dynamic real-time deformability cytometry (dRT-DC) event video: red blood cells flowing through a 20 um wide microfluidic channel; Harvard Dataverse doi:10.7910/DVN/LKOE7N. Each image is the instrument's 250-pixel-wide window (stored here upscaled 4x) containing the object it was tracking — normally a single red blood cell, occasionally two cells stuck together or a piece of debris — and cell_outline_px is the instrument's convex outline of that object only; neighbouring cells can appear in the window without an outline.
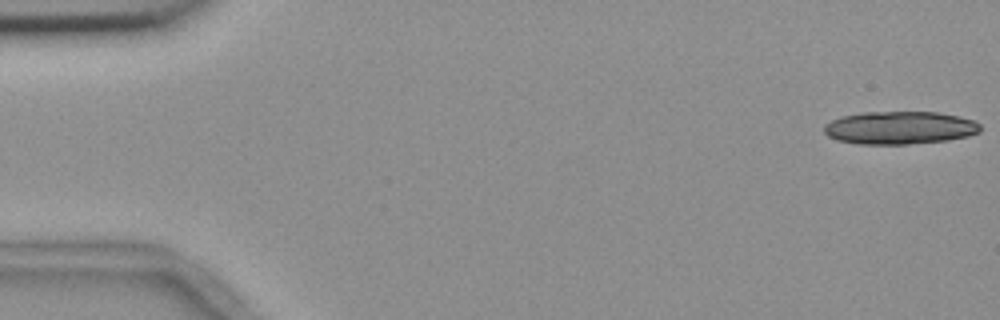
{"species": "common noctule bat (a hibernating species)", "species_latin": "Nyctalus noctula", "temperature_condition": "room temperature", "stored_images_in_passage": 19, "camera_frame_rate_fps": 3000, "um_per_image_px": 0.085, "animal": {"sex": "female", "body_mass_g": 18.4}, "frame": {"image": 1, "passage_image": 1, "time_ms": 0.0, "image_size_px": [1000, 320], "cell_outline_px": [[980, 132], [968, 136], [948, 140], [908, 144], [856, 144], [836, 140], [828, 136], [824, 132], [824, 124], [840, 116], [864, 112], [936, 112], [956, 116], [972, 120], [980, 124]], "centroid_in_image_um": [76.43, 10.86], "position_along_channel_um": 8.6, "area_um2": 30.0}}